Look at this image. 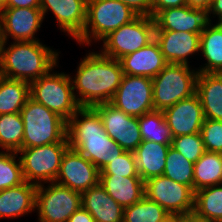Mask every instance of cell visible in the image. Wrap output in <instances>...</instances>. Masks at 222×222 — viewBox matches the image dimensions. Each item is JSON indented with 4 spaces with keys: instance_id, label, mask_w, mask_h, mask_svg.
Listing matches in <instances>:
<instances>
[{
    "instance_id": "6da1fadb",
    "label": "cell",
    "mask_w": 222,
    "mask_h": 222,
    "mask_svg": "<svg viewBox=\"0 0 222 222\" xmlns=\"http://www.w3.org/2000/svg\"><path fill=\"white\" fill-rule=\"evenodd\" d=\"M81 60L74 79L71 77L73 91L76 90L74 96L80 107L110 102L124 75L119 60L100 51L90 52Z\"/></svg>"
},
{
    "instance_id": "7a4b0ae2",
    "label": "cell",
    "mask_w": 222,
    "mask_h": 222,
    "mask_svg": "<svg viewBox=\"0 0 222 222\" xmlns=\"http://www.w3.org/2000/svg\"><path fill=\"white\" fill-rule=\"evenodd\" d=\"M67 138L69 147L80 152L99 171L125 151L107 135L94 107H80L67 121Z\"/></svg>"
},
{
    "instance_id": "3957f363",
    "label": "cell",
    "mask_w": 222,
    "mask_h": 222,
    "mask_svg": "<svg viewBox=\"0 0 222 222\" xmlns=\"http://www.w3.org/2000/svg\"><path fill=\"white\" fill-rule=\"evenodd\" d=\"M5 45L7 42H1L2 77L31 83L58 66V52L40 41H13L7 48Z\"/></svg>"
},
{
    "instance_id": "277c9868",
    "label": "cell",
    "mask_w": 222,
    "mask_h": 222,
    "mask_svg": "<svg viewBox=\"0 0 222 222\" xmlns=\"http://www.w3.org/2000/svg\"><path fill=\"white\" fill-rule=\"evenodd\" d=\"M23 148L68 141L67 121L30 97L21 109Z\"/></svg>"
},
{
    "instance_id": "5b68a950",
    "label": "cell",
    "mask_w": 222,
    "mask_h": 222,
    "mask_svg": "<svg viewBox=\"0 0 222 222\" xmlns=\"http://www.w3.org/2000/svg\"><path fill=\"white\" fill-rule=\"evenodd\" d=\"M138 14L119 0H88L87 18L79 44L101 41L114 30L134 20Z\"/></svg>"
},
{
    "instance_id": "8992f818",
    "label": "cell",
    "mask_w": 222,
    "mask_h": 222,
    "mask_svg": "<svg viewBox=\"0 0 222 222\" xmlns=\"http://www.w3.org/2000/svg\"><path fill=\"white\" fill-rule=\"evenodd\" d=\"M51 72L29 83L30 98L68 121L80 108L74 96L71 76L64 72Z\"/></svg>"
},
{
    "instance_id": "52a82bcc",
    "label": "cell",
    "mask_w": 222,
    "mask_h": 222,
    "mask_svg": "<svg viewBox=\"0 0 222 222\" xmlns=\"http://www.w3.org/2000/svg\"><path fill=\"white\" fill-rule=\"evenodd\" d=\"M190 65L167 63L164 69L152 78L154 110L163 111L196 92L198 71Z\"/></svg>"
},
{
    "instance_id": "ba28073f",
    "label": "cell",
    "mask_w": 222,
    "mask_h": 222,
    "mask_svg": "<svg viewBox=\"0 0 222 222\" xmlns=\"http://www.w3.org/2000/svg\"><path fill=\"white\" fill-rule=\"evenodd\" d=\"M68 147V141H60L59 143L20 149L17 153H20L24 180L35 185H40L42 182L43 184L44 182L46 184L55 182L62 156Z\"/></svg>"
},
{
    "instance_id": "9c48e42d",
    "label": "cell",
    "mask_w": 222,
    "mask_h": 222,
    "mask_svg": "<svg viewBox=\"0 0 222 222\" xmlns=\"http://www.w3.org/2000/svg\"><path fill=\"white\" fill-rule=\"evenodd\" d=\"M155 39V23L152 16L138 15L131 22L111 32L103 41L101 53L119 60L148 45Z\"/></svg>"
},
{
    "instance_id": "30bf717a",
    "label": "cell",
    "mask_w": 222,
    "mask_h": 222,
    "mask_svg": "<svg viewBox=\"0 0 222 222\" xmlns=\"http://www.w3.org/2000/svg\"><path fill=\"white\" fill-rule=\"evenodd\" d=\"M81 207V193L50 182L37 185L36 205L39 222H68L69 218Z\"/></svg>"
},
{
    "instance_id": "8fae6325",
    "label": "cell",
    "mask_w": 222,
    "mask_h": 222,
    "mask_svg": "<svg viewBox=\"0 0 222 222\" xmlns=\"http://www.w3.org/2000/svg\"><path fill=\"white\" fill-rule=\"evenodd\" d=\"M145 196L162 206L172 218L182 217L194 210V190L161 175L144 182Z\"/></svg>"
},
{
    "instance_id": "7c38bea8",
    "label": "cell",
    "mask_w": 222,
    "mask_h": 222,
    "mask_svg": "<svg viewBox=\"0 0 222 222\" xmlns=\"http://www.w3.org/2000/svg\"><path fill=\"white\" fill-rule=\"evenodd\" d=\"M109 103L133 117L154 111L152 78L124 74Z\"/></svg>"
},
{
    "instance_id": "4fadbf2b",
    "label": "cell",
    "mask_w": 222,
    "mask_h": 222,
    "mask_svg": "<svg viewBox=\"0 0 222 222\" xmlns=\"http://www.w3.org/2000/svg\"><path fill=\"white\" fill-rule=\"evenodd\" d=\"M94 108L101 116L107 135L125 151L133 152L142 142L138 117L124 113L109 102Z\"/></svg>"
},
{
    "instance_id": "5bb4252c",
    "label": "cell",
    "mask_w": 222,
    "mask_h": 222,
    "mask_svg": "<svg viewBox=\"0 0 222 222\" xmlns=\"http://www.w3.org/2000/svg\"><path fill=\"white\" fill-rule=\"evenodd\" d=\"M100 171L77 150L68 147L55 183L83 193L99 183Z\"/></svg>"
},
{
    "instance_id": "9a60e30c",
    "label": "cell",
    "mask_w": 222,
    "mask_h": 222,
    "mask_svg": "<svg viewBox=\"0 0 222 222\" xmlns=\"http://www.w3.org/2000/svg\"><path fill=\"white\" fill-rule=\"evenodd\" d=\"M40 8H4L0 12V37L7 42L11 36L15 42L40 41L35 38L43 21Z\"/></svg>"
},
{
    "instance_id": "2e32d148",
    "label": "cell",
    "mask_w": 222,
    "mask_h": 222,
    "mask_svg": "<svg viewBox=\"0 0 222 222\" xmlns=\"http://www.w3.org/2000/svg\"><path fill=\"white\" fill-rule=\"evenodd\" d=\"M172 137L200 133L205 117L198 95L180 100L163 110Z\"/></svg>"
},
{
    "instance_id": "e0dca14e",
    "label": "cell",
    "mask_w": 222,
    "mask_h": 222,
    "mask_svg": "<svg viewBox=\"0 0 222 222\" xmlns=\"http://www.w3.org/2000/svg\"><path fill=\"white\" fill-rule=\"evenodd\" d=\"M88 0H41L40 9L45 17L47 11H51L59 29L74 39L83 32L87 18Z\"/></svg>"
},
{
    "instance_id": "ac0fdd59",
    "label": "cell",
    "mask_w": 222,
    "mask_h": 222,
    "mask_svg": "<svg viewBox=\"0 0 222 222\" xmlns=\"http://www.w3.org/2000/svg\"><path fill=\"white\" fill-rule=\"evenodd\" d=\"M155 31H176L202 33L207 12L187 5L160 10L154 17Z\"/></svg>"
},
{
    "instance_id": "d6986e66",
    "label": "cell",
    "mask_w": 222,
    "mask_h": 222,
    "mask_svg": "<svg viewBox=\"0 0 222 222\" xmlns=\"http://www.w3.org/2000/svg\"><path fill=\"white\" fill-rule=\"evenodd\" d=\"M200 34L182 31H155V40L167 63L189 65V56L200 51Z\"/></svg>"
},
{
    "instance_id": "ffe728a7",
    "label": "cell",
    "mask_w": 222,
    "mask_h": 222,
    "mask_svg": "<svg viewBox=\"0 0 222 222\" xmlns=\"http://www.w3.org/2000/svg\"><path fill=\"white\" fill-rule=\"evenodd\" d=\"M124 74L154 78L167 64L154 39L141 49L119 59Z\"/></svg>"
},
{
    "instance_id": "44dd1931",
    "label": "cell",
    "mask_w": 222,
    "mask_h": 222,
    "mask_svg": "<svg viewBox=\"0 0 222 222\" xmlns=\"http://www.w3.org/2000/svg\"><path fill=\"white\" fill-rule=\"evenodd\" d=\"M81 207L91 214L95 222H123L124 208L99 183L81 193Z\"/></svg>"
},
{
    "instance_id": "7402d4cb",
    "label": "cell",
    "mask_w": 222,
    "mask_h": 222,
    "mask_svg": "<svg viewBox=\"0 0 222 222\" xmlns=\"http://www.w3.org/2000/svg\"><path fill=\"white\" fill-rule=\"evenodd\" d=\"M37 185L25 181L0 191V218H18L35 210Z\"/></svg>"
},
{
    "instance_id": "603a6c76",
    "label": "cell",
    "mask_w": 222,
    "mask_h": 222,
    "mask_svg": "<svg viewBox=\"0 0 222 222\" xmlns=\"http://www.w3.org/2000/svg\"><path fill=\"white\" fill-rule=\"evenodd\" d=\"M195 93L205 119L222 121V73H198Z\"/></svg>"
},
{
    "instance_id": "cb8c5ba5",
    "label": "cell",
    "mask_w": 222,
    "mask_h": 222,
    "mask_svg": "<svg viewBox=\"0 0 222 222\" xmlns=\"http://www.w3.org/2000/svg\"><path fill=\"white\" fill-rule=\"evenodd\" d=\"M170 145L142 140L133 151L138 174L144 182L149 178L163 175Z\"/></svg>"
},
{
    "instance_id": "d4e9b609",
    "label": "cell",
    "mask_w": 222,
    "mask_h": 222,
    "mask_svg": "<svg viewBox=\"0 0 222 222\" xmlns=\"http://www.w3.org/2000/svg\"><path fill=\"white\" fill-rule=\"evenodd\" d=\"M99 184L123 208L133 205L145 195L141 177L99 176Z\"/></svg>"
},
{
    "instance_id": "484cf974",
    "label": "cell",
    "mask_w": 222,
    "mask_h": 222,
    "mask_svg": "<svg viewBox=\"0 0 222 222\" xmlns=\"http://www.w3.org/2000/svg\"><path fill=\"white\" fill-rule=\"evenodd\" d=\"M200 52L207 63L197 69L198 73H222V22L206 24L200 34Z\"/></svg>"
},
{
    "instance_id": "4316f807",
    "label": "cell",
    "mask_w": 222,
    "mask_h": 222,
    "mask_svg": "<svg viewBox=\"0 0 222 222\" xmlns=\"http://www.w3.org/2000/svg\"><path fill=\"white\" fill-rule=\"evenodd\" d=\"M222 184V153L205 152L194 163V192Z\"/></svg>"
},
{
    "instance_id": "83f0119b",
    "label": "cell",
    "mask_w": 222,
    "mask_h": 222,
    "mask_svg": "<svg viewBox=\"0 0 222 222\" xmlns=\"http://www.w3.org/2000/svg\"><path fill=\"white\" fill-rule=\"evenodd\" d=\"M29 97L28 82L0 78V115L21 112Z\"/></svg>"
},
{
    "instance_id": "f1b7e54d",
    "label": "cell",
    "mask_w": 222,
    "mask_h": 222,
    "mask_svg": "<svg viewBox=\"0 0 222 222\" xmlns=\"http://www.w3.org/2000/svg\"><path fill=\"white\" fill-rule=\"evenodd\" d=\"M193 212L199 217L222 222V184L196 191Z\"/></svg>"
},
{
    "instance_id": "f546056e",
    "label": "cell",
    "mask_w": 222,
    "mask_h": 222,
    "mask_svg": "<svg viewBox=\"0 0 222 222\" xmlns=\"http://www.w3.org/2000/svg\"><path fill=\"white\" fill-rule=\"evenodd\" d=\"M171 219L162 206L145 195L138 202L124 208L123 222H169Z\"/></svg>"
},
{
    "instance_id": "4dcf8cb0",
    "label": "cell",
    "mask_w": 222,
    "mask_h": 222,
    "mask_svg": "<svg viewBox=\"0 0 222 222\" xmlns=\"http://www.w3.org/2000/svg\"><path fill=\"white\" fill-rule=\"evenodd\" d=\"M138 122L143 140L171 144L173 137L163 111L154 110L146 113L138 117Z\"/></svg>"
},
{
    "instance_id": "1f68e13d",
    "label": "cell",
    "mask_w": 222,
    "mask_h": 222,
    "mask_svg": "<svg viewBox=\"0 0 222 222\" xmlns=\"http://www.w3.org/2000/svg\"><path fill=\"white\" fill-rule=\"evenodd\" d=\"M24 123L20 112L0 115V147L18 152L23 148Z\"/></svg>"
},
{
    "instance_id": "d6a6232c",
    "label": "cell",
    "mask_w": 222,
    "mask_h": 222,
    "mask_svg": "<svg viewBox=\"0 0 222 222\" xmlns=\"http://www.w3.org/2000/svg\"><path fill=\"white\" fill-rule=\"evenodd\" d=\"M163 175L194 190V163L187 160L171 145L166 156Z\"/></svg>"
},
{
    "instance_id": "836d02e7",
    "label": "cell",
    "mask_w": 222,
    "mask_h": 222,
    "mask_svg": "<svg viewBox=\"0 0 222 222\" xmlns=\"http://www.w3.org/2000/svg\"><path fill=\"white\" fill-rule=\"evenodd\" d=\"M17 152L0 151V191L21 185L25 182L20 158Z\"/></svg>"
},
{
    "instance_id": "e575fe53",
    "label": "cell",
    "mask_w": 222,
    "mask_h": 222,
    "mask_svg": "<svg viewBox=\"0 0 222 222\" xmlns=\"http://www.w3.org/2000/svg\"><path fill=\"white\" fill-rule=\"evenodd\" d=\"M171 146L192 163H196L206 152L200 133L173 137Z\"/></svg>"
},
{
    "instance_id": "d590c367",
    "label": "cell",
    "mask_w": 222,
    "mask_h": 222,
    "mask_svg": "<svg viewBox=\"0 0 222 222\" xmlns=\"http://www.w3.org/2000/svg\"><path fill=\"white\" fill-rule=\"evenodd\" d=\"M99 176L140 177L137 171L134 153L124 151L119 157L104 167Z\"/></svg>"
},
{
    "instance_id": "8d00e7d4",
    "label": "cell",
    "mask_w": 222,
    "mask_h": 222,
    "mask_svg": "<svg viewBox=\"0 0 222 222\" xmlns=\"http://www.w3.org/2000/svg\"><path fill=\"white\" fill-rule=\"evenodd\" d=\"M200 134L207 152L222 153V121L205 119Z\"/></svg>"
},
{
    "instance_id": "74e56055",
    "label": "cell",
    "mask_w": 222,
    "mask_h": 222,
    "mask_svg": "<svg viewBox=\"0 0 222 222\" xmlns=\"http://www.w3.org/2000/svg\"><path fill=\"white\" fill-rule=\"evenodd\" d=\"M141 16H151V0H119Z\"/></svg>"
},
{
    "instance_id": "f35d334b",
    "label": "cell",
    "mask_w": 222,
    "mask_h": 222,
    "mask_svg": "<svg viewBox=\"0 0 222 222\" xmlns=\"http://www.w3.org/2000/svg\"><path fill=\"white\" fill-rule=\"evenodd\" d=\"M186 0H151V16L154 17L160 10L172 7L185 6Z\"/></svg>"
},
{
    "instance_id": "ab89813d",
    "label": "cell",
    "mask_w": 222,
    "mask_h": 222,
    "mask_svg": "<svg viewBox=\"0 0 222 222\" xmlns=\"http://www.w3.org/2000/svg\"><path fill=\"white\" fill-rule=\"evenodd\" d=\"M41 0H6L5 8H40Z\"/></svg>"
},
{
    "instance_id": "60d3db41",
    "label": "cell",
    "mask_w": 222,
    "mask_h": 222,
    "mask_svg": "<svg viewBox=\"0 0 222 222\" xmlns=\"http://www.w3.org/2000/svg\"><path fill=\"white\" fill-rule=\"evenodd\" d=\"M68 222H95L91 214L80 207L68 220Z\"/></svg>"
},
{
    "instance_id": "b9f144b4",
    "label": "cell",
    "mask_w": 222,
    "mask_h": 222,
    "mask_svg": "<svg viewBox=\"0 0 222 222\" xmlns=\"http://www.w3.org/2000/svg\"><path fill=\"white\" fill-rule=\"evenodd\" d=\"M211 14L217 15L218 22H222V0H212L211 6L207 11V19L208 21L212 22L210 19Z\"/></svg>"
},
{
    "instance_id": "7bdbcfd3",
    "label": "cell",
    "mask_w": 222,
    "mask_h": 222,
    "mask_svg": "<svg viewBox=\"0 0 222 222\" xmlns=\"http://www.w3.org/2000/svg\"><path fill=\"white\" fill-rule=\"evenodd\" d=\"M212 0H186V5L191 8L202 9L206 12L211 6Z\"/></svg>"
},
{
    "instance_id": "ee69618b",
    "label": "cell",
    "mask_w": 222,
    "mask_h": 222,
    "mask_svg": "<svg viewBox=\"0 0 222 222\" xmlns=\"http://www.w3.org/2000/svg\"><path fill=\"white\" fill-rule=\"evenodd\" d=\"M185 222H217L210 219L197 216L194 212L188 213L181 217Z\"/></svg>"
},
{
    "instance_id": "f6af8a7d",
    "label": "cell",
    "mask_w": 222,
    "mask_h": 222,
    "mask_svg": "<svg viewBox=\"0 0 222 222\" xmlns=\"http://www.w3.org/2000/svg\"><path fill=\"white\" fill-rule=\"evenodd\" d=\"M170 222H185L181 217L172 218Z\"/></svg>"
},
{
    "instance_id": "bcb514c9",
    "label": "cell",
    "mask_w": 222,
    "mask_h": 222,
    "mask_svg": "<svg viewBox=\"0 0 222 222\" xmlns=\"http://www.w3.org/2000/svg\"><path fill=\"white\" fill-rule=\"evenodd\" d=\"M6 0H0V12L5 8Z\"/></svg>"
}]
</instances>
